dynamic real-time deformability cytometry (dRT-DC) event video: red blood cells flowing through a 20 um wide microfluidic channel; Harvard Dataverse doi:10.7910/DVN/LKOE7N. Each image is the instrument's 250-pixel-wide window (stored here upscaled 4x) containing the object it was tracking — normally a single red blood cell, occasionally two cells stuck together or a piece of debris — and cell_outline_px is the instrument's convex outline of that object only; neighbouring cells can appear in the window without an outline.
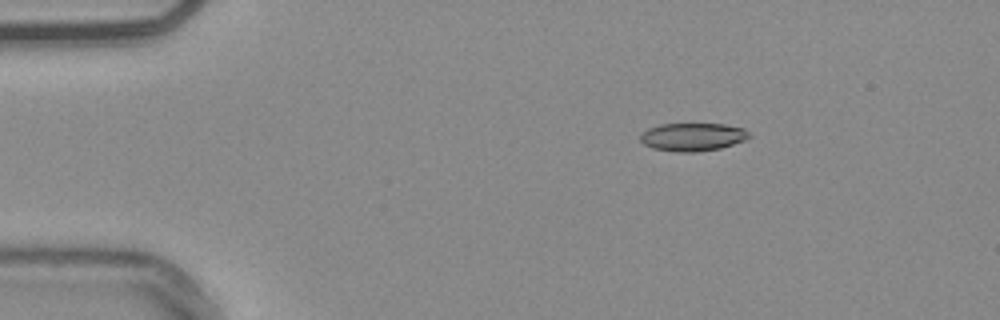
{"species": "common noctule bat (a hibernating species)", "species_latin": "Nyctalus noctula", "temperature_condition": "warm", "stored_images_in_passage": 47, "camera_frame_rate_fps": 3000, "um_per_image_px": 0.085, "animal": {"sex": "male", "body_mass_g": 20.4}, "frame": {"image": 1, "passage_image": 1, "time_ms": 0.0, "image_size_px": [1000, 320], "cell_outline_px": [[752, 136], [744, 140], [720, 148], [696, 152], [676, 152], [652, 148], [644, 144], [640, 140], [640, 132], [648, 128], [660, 124], [724, 124], [744, 128]], "centroid_in_image_um": [58.85, 11.63], "position_along_channel_um": 26.2, "area_um2": 17.86}}
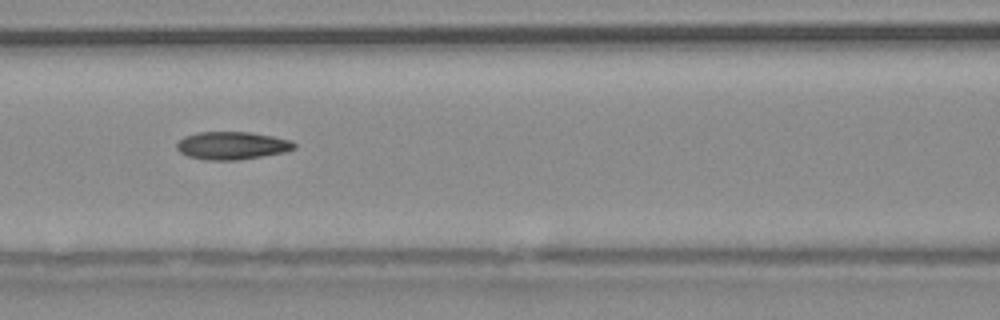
{"frame": {"image": 2, "passage_image": 16, "time_ms": 5.0, "image_size_px": [1000, 320], "cell_outline_px": [[296, 148], [284, 152], [236, 160], [204, 160], [188, 156], [180, 152], [176, 148], [176, 144], [184, 136], [196, 132], [248, 132], [272, 136], [288, 140], [296, 144]], "centroid_in_image_um": [19.68, 12.37], "position_along_channel_um": 146.9, "area_um2": 18.9}}
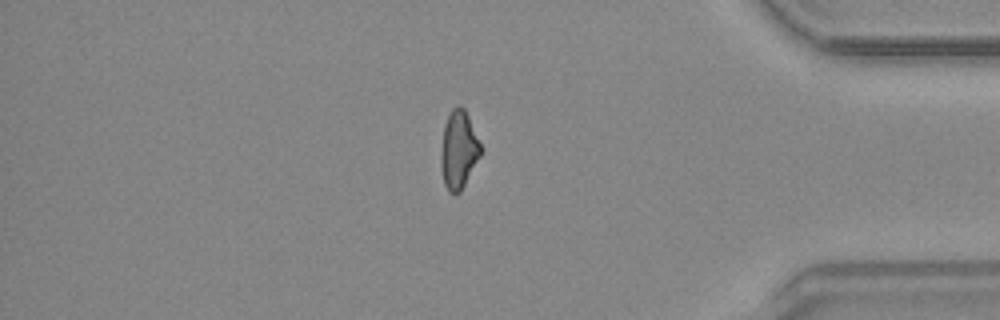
{"frame": {"image": 3, "passage_image": 38, "time_ms": 12.333, "image_size_px": [1000, 320], "cell_outline_px": [[480, 156], [460, 192], [448, 192], [444, 184], [440, 168], [440, 156], [444, 124], [452, 108], [456, 104], [460, 104], [464, 108], [468, 116], [480, 144]], "centroid_in_image_um": [38.95, 12.71], "position_along_channel_um": 396.3, "area_um2": 17.92}, "authors_computed_cell_mechanics": {"area_um2": 18.496, "velocity_mm_per_s": 3.7872, "shape_relaxation_time_tau1_ms": 10.5239, "shape_relaxation_time_tau2_ms": 3.7198, "deformation_change_tau1": 0.2083, "deformation_change_tau2": 0.1144}}